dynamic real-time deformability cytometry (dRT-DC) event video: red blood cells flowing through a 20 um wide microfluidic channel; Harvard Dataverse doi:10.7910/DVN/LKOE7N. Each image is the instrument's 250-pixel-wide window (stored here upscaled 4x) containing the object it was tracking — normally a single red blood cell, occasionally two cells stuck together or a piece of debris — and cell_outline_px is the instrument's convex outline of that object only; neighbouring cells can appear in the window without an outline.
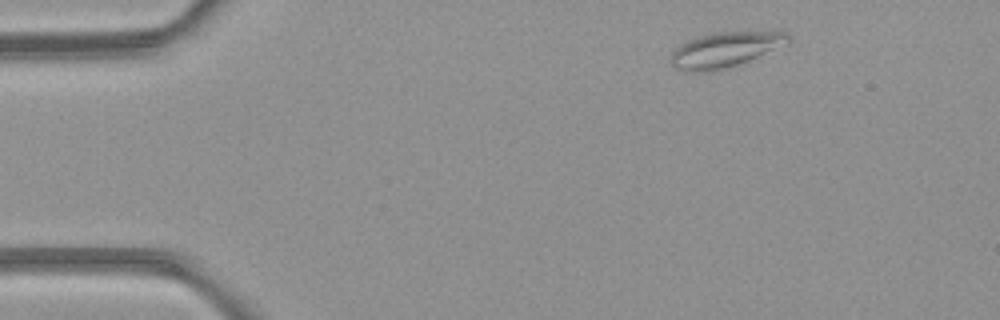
{"species": "common noctule bat (a hibernating species)", "species_latin": "Nyctalus noctula", "temperature_condition": "room temperature", "stored_images_in_passage": 3, "camera_frame_rate_fps": 3000, "um_per_image_px": 0.085, "animal": {"sex": "female", "body_mass_g": 21.9}, "frame": {"image": 1, "passage_image": 1, "time_ms": 0.0, "image_size_px": [1000, 320], "cell_outline_px": [[792, 40], [788, 44], [748, 60], [724, 68], [708, 72], [688, 72], [676, 68], [668, 60], [672, 52], [680, 44], [688, 40], [700, 36], [716, 32], [772, 28], [784, 32]], "centroid_in_image_um": [61.7, 4.16], "position_along_channel_um": 23.3, "area_um2": 24.74}}